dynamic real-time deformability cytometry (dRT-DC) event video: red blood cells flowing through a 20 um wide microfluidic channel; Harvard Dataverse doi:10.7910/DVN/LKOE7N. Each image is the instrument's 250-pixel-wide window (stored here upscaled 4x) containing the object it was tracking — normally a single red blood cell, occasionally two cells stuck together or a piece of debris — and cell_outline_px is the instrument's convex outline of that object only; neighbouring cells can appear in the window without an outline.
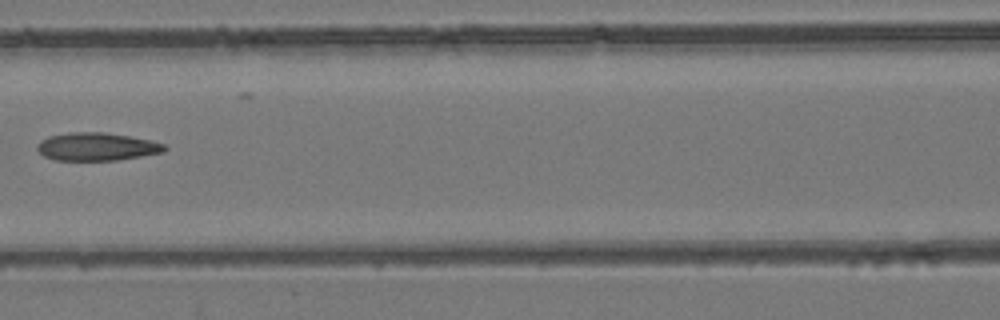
{"species": "common noctule bat (a hibernating species)", "species_latin": "Nyctalus noctula", "temperature_condition": "room temperature", "stored_images_in_passage": 7, "camera_frame_rate_fps": 3000, "um_per_image_px": 0.085, "animal": {"sex": "female", "body_mass_g": 24.6, "forearm_length_mm": 56.2}, "frame": {"image": 1, "passage_image": 6, "time_ms": 6.667, "image_size_px": [1000, 320], "cell_outline_px": [[168, 148], [164, 152], [116, 160], [56, 160], [44, 156], [36, 148], [36, 144], [40, 140], [48, 136], [68, 132], [104, 132], [152, 140], [164, 144]], "centroid_in_image_um": [8.21, 12.46], "position_along_channel_um": 158.4, "area_um2": 20.81}}
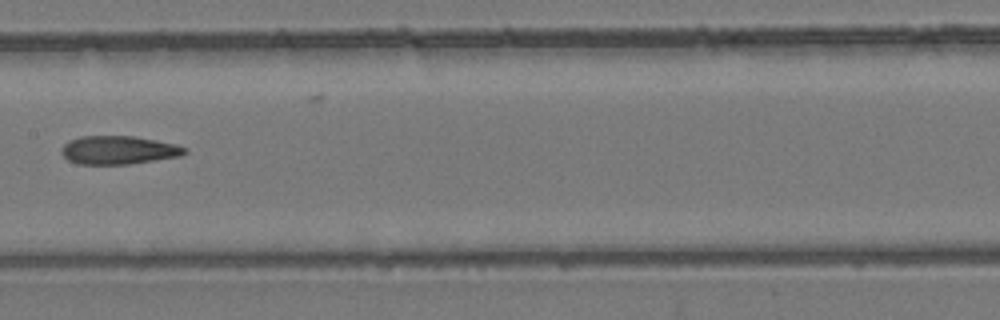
{"frame": {"image": 2, "passage_image": 7, "time_ms": 7.667, "image_size_px": [1000, 320], "cell_outline_px": [[188, 152], [180, 156], [128, 164], [80, 164], [68, 160], [60, 152], [64, 144], [68, 140], [80, 136], [132, 136], [156, 140], [176, 144], [188, 148]], "centroid_in_image_um": [10.08, 12.75], "position_along_channel_um": 197.3, "area_um2": 20.4}}